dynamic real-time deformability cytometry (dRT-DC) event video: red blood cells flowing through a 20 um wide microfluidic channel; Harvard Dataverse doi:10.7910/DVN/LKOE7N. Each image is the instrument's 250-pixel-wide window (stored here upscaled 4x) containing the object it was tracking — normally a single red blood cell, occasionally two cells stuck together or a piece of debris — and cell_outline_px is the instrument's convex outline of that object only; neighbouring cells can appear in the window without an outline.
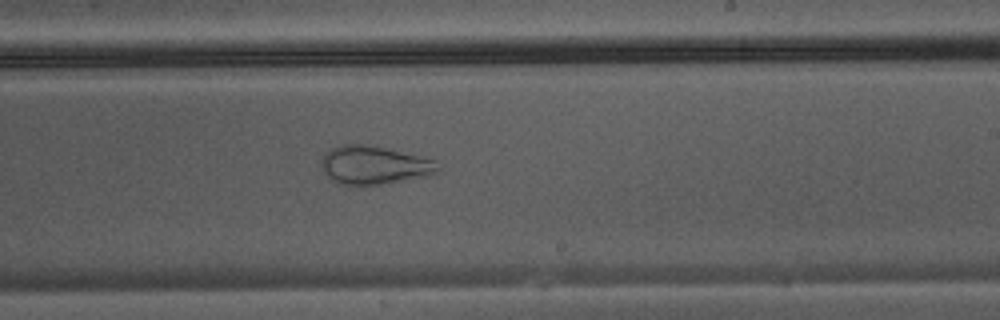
{"species": "Egyptian fruit bat (a non-hibernating species)", "species_latin": "Rousettus aegyptiacus", "temperature_condition": "warm", "stored_images_in_passage": 31, "camera_frame_rate_fps": 3000, "um_per_image_px": 0.085, "animal": {"sex": "male"}, "frame": {"image": 1, "passage_image": 14, "time_ms": 4.333, "image_size_px": [1000, 320], "cell_outline_px": [[440, 168], [436, 172], [428, 176], [388, 184], [344, 184], [328, 176], [324, 172], [320, 164], [320, 160], [332, 148], [340, 144], [368, 144], [436, 160]], "centroid_in_image_um": [31.84, 14.03], "position_along_channel_um": 257.2, "area_um2": 25.84}}
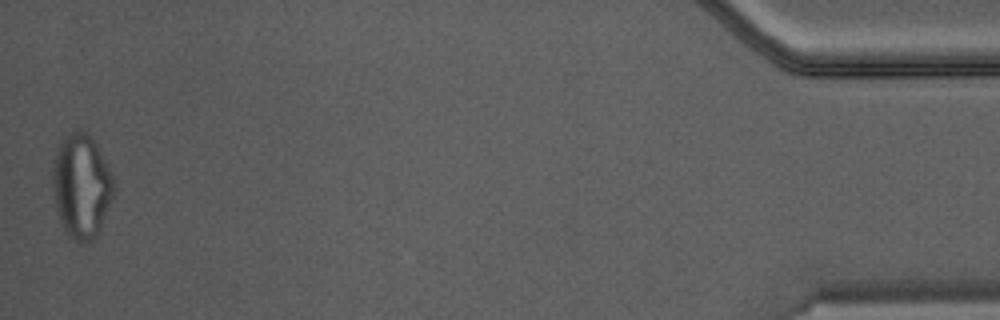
{"frame": {"image": 2, "passage_image": 31, "time_ms": 10.0, "image_size_px": [1000, 320], "cell_outline_px": [[116, 184], [112, 196], [100, 228], [96, 236], [88, 240], [76, 240], [68, 236], [64, 232], [60, 220], [52, 188], [52, 164], [60, 140], [64, 136], [76, 128], [80, 128], [96, 144]], "centroid_in_image_um": [6.89, 15.77], "position_along_channel_um": 428.3, "area_um2": 36.65}}